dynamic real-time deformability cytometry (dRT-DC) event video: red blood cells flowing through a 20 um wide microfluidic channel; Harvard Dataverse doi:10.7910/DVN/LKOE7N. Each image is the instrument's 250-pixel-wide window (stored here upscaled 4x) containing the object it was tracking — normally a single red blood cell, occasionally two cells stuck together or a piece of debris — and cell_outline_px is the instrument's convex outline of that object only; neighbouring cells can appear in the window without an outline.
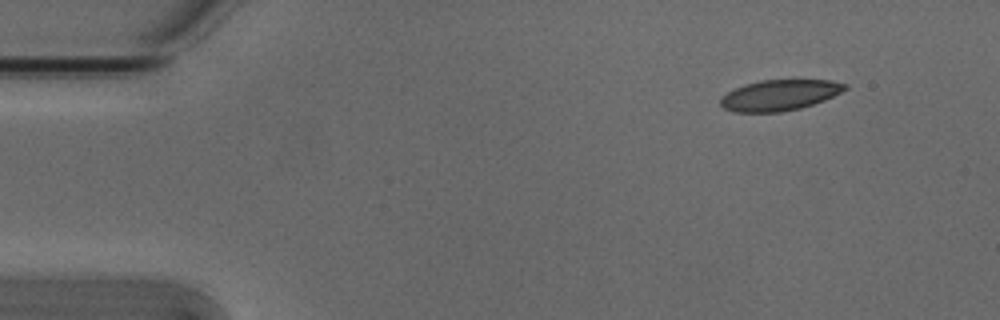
{"species": "Egyptian fruit bat (a non-hibernating species)", "species_latin": "Rousettus aegyptiacus", "temperature_condition": "cold", "stored_images_in_passage": 6, "camera_frame_rate_fps": 3000, "um_per_image_px": 0.085, "animal": {"sex": "male"}, "frame": {"image": 1, "passage_image": 6, "time_ms": 1.667, "image_size_px": [1000, 320], "cell_outline_px": [[848, 88], [824, 100], [800, 108], [780, 112], [736, 112], [724, 108], [720, 104], [720, 100], [728, 92], [744, 84], [760, 80], [832, 80], [848, 84]], "centroid_in_image_um": [66.28, 8.08], "position_along_channel_um": 18.7, "area_um2": 22.14}}